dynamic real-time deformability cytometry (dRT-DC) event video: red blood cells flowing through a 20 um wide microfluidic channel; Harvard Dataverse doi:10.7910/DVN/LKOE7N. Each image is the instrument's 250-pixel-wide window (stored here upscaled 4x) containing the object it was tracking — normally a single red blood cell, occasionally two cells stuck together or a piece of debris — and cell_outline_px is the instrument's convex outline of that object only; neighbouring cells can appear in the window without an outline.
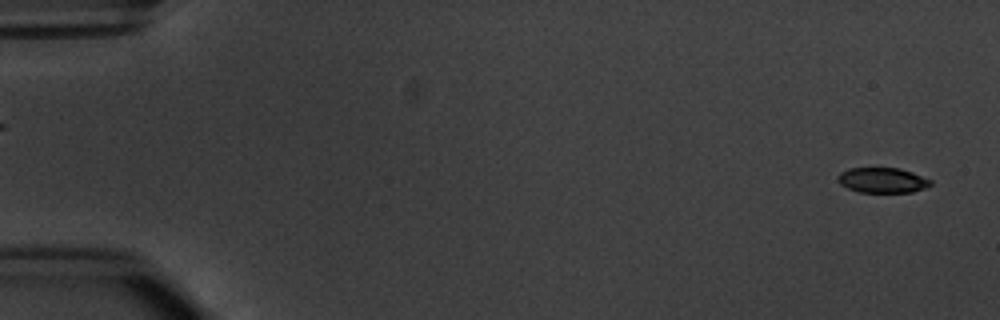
{"species": "common noctule bat (a hibernating species)", "species_latin": "Nyctalus noctula", "temperature_condition": "warm", "stored_images_in_passage": 5, "camera_frame_rate_fps": 3000, "um_per_image_px": 0.085, "animal": {"sex": "male", "body_mass_g": 20.1, "forearm_length_mm": 53.5}, "frame": {"image": 1, "passage_image": 2, "time_ms": 0.333, "image_size_px": [1000, 320], "cell_outline_px": [[932, 184], [924, 188], [912, 192], [860, 192], [848, 188], [840, 184], [836, 176], [840, 172], [848, 168], [900, 168], [912, 172], [932, 180]], "centroid_in_image_um": [74.99, 15.31], "position_along_channel_um": 10.0, "area_um2": 13.64}}